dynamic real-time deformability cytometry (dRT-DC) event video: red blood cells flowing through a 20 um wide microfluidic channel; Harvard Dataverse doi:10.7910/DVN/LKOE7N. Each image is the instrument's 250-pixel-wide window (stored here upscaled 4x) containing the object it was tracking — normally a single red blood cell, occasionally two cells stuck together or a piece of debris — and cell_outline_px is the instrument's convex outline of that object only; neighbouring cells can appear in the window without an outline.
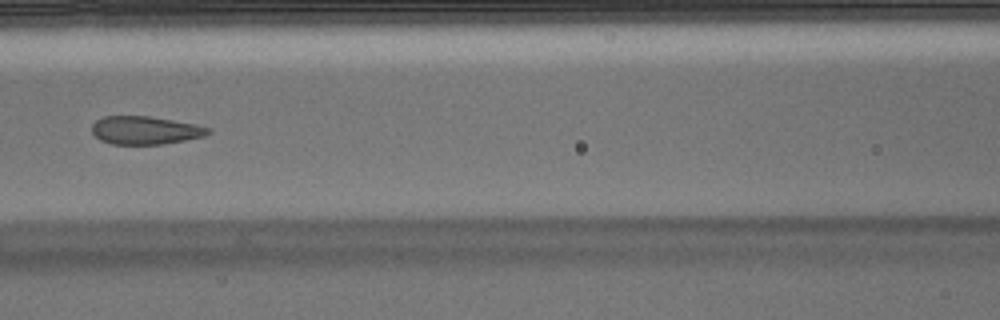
{"species": "Egyptian fruit bat (a non-hibernating species)", "species_latin": "Rousettus aegyptiacus", "temperature_condition": "warm", "stored_images_in_passage": 7, "camera_frame_rate_fps": 3000, "um_per_image_px": 0.085, "animal": {"sex": "male"}, "frame": {"image": 1, "passage_image": 7, "time_ms": 2.0, "image_size_px": [1000, 320], "cell_outline_px": [[212, 132], [204, 136], [184, 140], [160, 144], [112, 144], [100, 140], [92, 132], [92, 124], [96, 120], [104, 116], [148, 116], [196, 124], [212, 128]], "centroid_in_image_um": [12.35, 11.07], "position_along_channel_um": 154.2, "area_um2": 19.02}}